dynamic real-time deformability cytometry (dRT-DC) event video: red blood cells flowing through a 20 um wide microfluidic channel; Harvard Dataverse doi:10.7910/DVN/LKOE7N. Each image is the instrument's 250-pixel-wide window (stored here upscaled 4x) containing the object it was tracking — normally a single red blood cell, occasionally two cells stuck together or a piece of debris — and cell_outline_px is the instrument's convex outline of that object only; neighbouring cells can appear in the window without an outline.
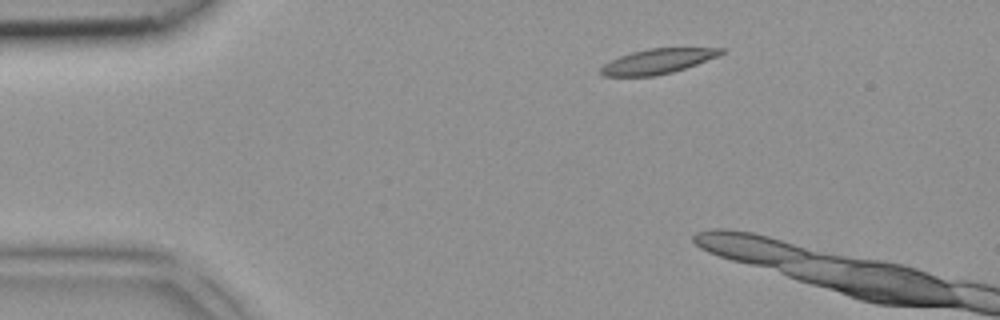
{"species": "common noctule bat (a hibernating species)", "species_latin": "Nyctalus noctula", "temperature_condition": "room temperature", "stored_images_in_passage": 2, "camera_frame_rate_fps": 3000, "um_per_image_px": 0.085, "animal": {"sex": "female", "body_mass_g": 18.4}, "frame": {"image": 1, "passage_image": 1, "time_ms": 0.0, "image_size_px": [1000, 320], "cell_outline_px": [[724, 52], [720, 56], [672, 72], [652, 76], [604, 76], [600, 72], [600, 68], [604, 64], [620, 56], [632, 52], [648, 48], [724, 48]], "centroid_in_image_um": [55.91, 5.2], "position_along_channel_um": 29.1, "area_um2": 17.28}}